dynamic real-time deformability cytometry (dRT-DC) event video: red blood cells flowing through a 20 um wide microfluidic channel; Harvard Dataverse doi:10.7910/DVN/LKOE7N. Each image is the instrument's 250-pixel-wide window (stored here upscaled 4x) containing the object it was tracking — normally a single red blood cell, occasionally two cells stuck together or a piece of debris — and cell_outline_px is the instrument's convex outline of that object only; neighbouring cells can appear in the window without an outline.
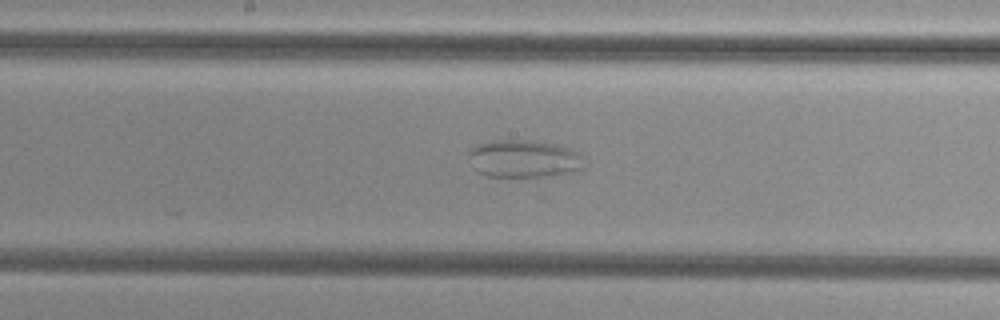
{"species": "common noctule bat (a hibernating species)", "species_latin": "Nyctalus noctula", "temperature_condition": "cold", "stored_images_in_passage": 51, "camera_frame_rate_fps": 3000, "um_per_image_px": 0.085, "animal": {"sex": "female", "body_mass_g": 29.2, "forearm_length_mm": 56.3}, "frame": {"image": 1, "passage_image": 26, "time_ms": 8.333, "image_size_px": [1000, 320], "cell_outline_px": [[588, 164], [584, 168], [576, 172], [552, 176], [488, 176], [476, 172], [472, 168], [468, 156], [468, 152], [472, 148], [480, 144], [492, 140], [536, 140], [556, 144], [568, 148], [584, 156], [588, 160]], "centroid_in_image_um": [44.59, 13.5], "position_along_channel_um": 203.6, "area_um2": 25.95}}
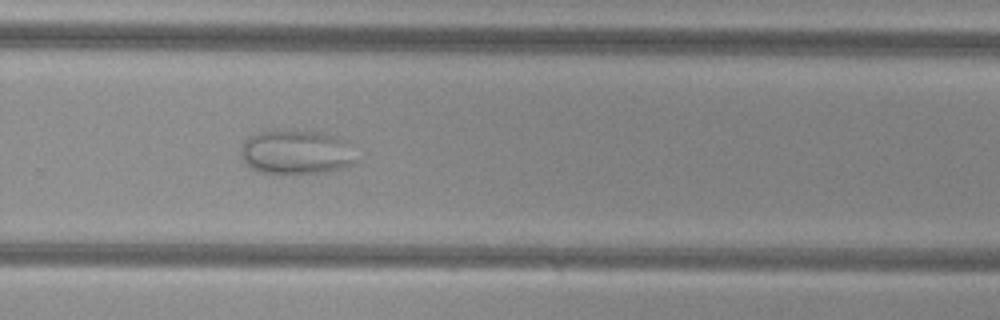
{"frame": {"image": 2, "passage_image": 34, "time_ms": 11.0, "image_size_px": [1000, 320], "cell_outline_px": [[356, 160], [352, 164], [340, 168], [324, 172], [260, 172], [244, 164], [240, 156], [240, 144], [248, 136], [256, 132], [280, 128], [320, 132], [336, 136], [348, 140]], "centroid_in_image_um": [25.11, 12.87], "position_along_channel_um": 304.7, "area_um2": 30.23}}
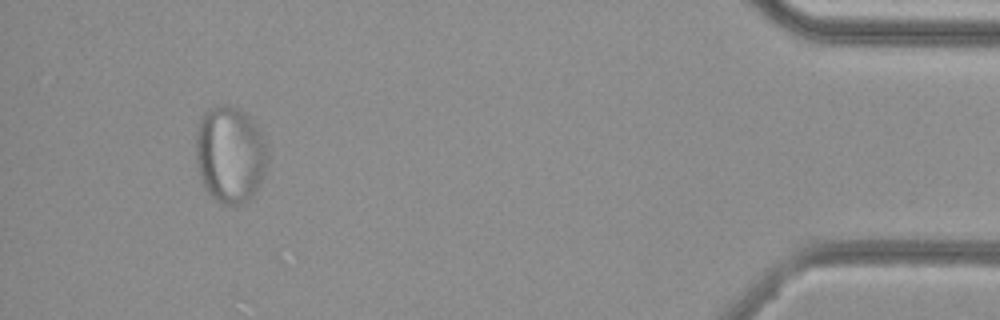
{"frame": {"image": 3, "passage_image": 48, "time_ms": 15.667, "image_size_px": [1000, 320], "cell_outline_px": [[268, 160], [256, 196], [244, 204], [224, 204], [216, 200], [204, 188], [200, 180], [196, 164], [196, 136], [200, 116], [204, 112], [216, 104], [228, 104], [244, 112], [256, 124], [264, 140], [268, 156]], "centroid_in_image_um": [19.55, 13.15], "position_along_channel_um": 415.7, "area_um2": 41.1}}